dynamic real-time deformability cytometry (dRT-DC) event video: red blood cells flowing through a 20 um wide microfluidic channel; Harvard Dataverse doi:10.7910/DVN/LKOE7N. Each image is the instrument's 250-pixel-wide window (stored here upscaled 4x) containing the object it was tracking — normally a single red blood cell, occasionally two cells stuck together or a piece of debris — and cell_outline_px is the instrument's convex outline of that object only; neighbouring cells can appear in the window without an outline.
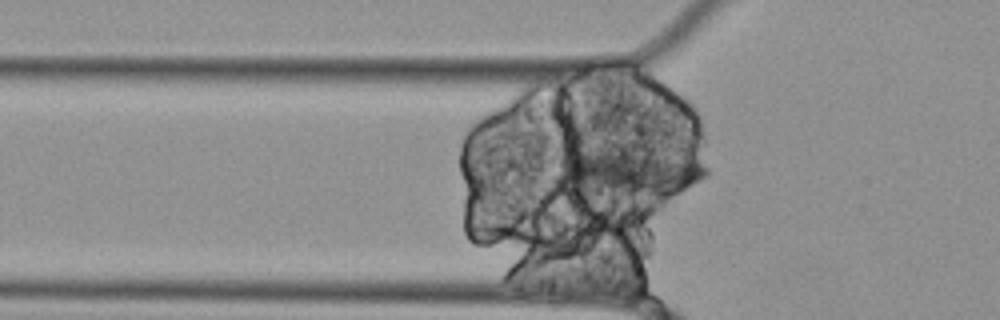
{"species": "Egyptian fruit bat (a non-hibernating species)", "species_latin": "Rousettus aegyptiacus", "temperature_condition": "cold", "stored_images_in_passage": 51, "segment_of_instrument_passage": [1, 3], "camera_frame_rate_fps": 3000, "um_per_image_px": 0.085, "animal": {"sex": "female"}, "frame": {"image": 1, "passage_image": 18, "time_ms": 5.667, "image_size_px": [1000, 320], "cell_outline_px": [[708, 176], [668, 196], [656, 200], [572, 188], [560, 168], [560, 160], [584, 152], [648, 148], [696, 160], [708, 168]], "centroid_in_image_um": [53.76, 14.66], "position_along_channel_um": 72.0, "area_um2": 40.06}}